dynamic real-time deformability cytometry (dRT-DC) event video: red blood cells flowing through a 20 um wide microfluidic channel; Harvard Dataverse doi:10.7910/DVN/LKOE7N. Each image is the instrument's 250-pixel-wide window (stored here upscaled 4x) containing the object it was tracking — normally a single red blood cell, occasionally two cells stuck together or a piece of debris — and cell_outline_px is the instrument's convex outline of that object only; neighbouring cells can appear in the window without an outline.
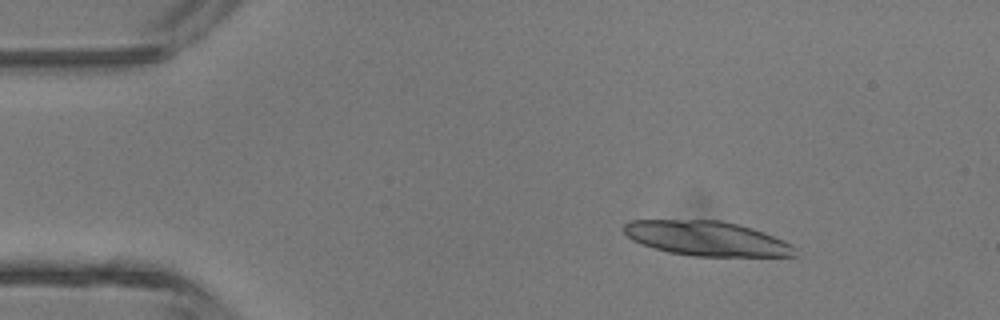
{"species": "common noctule bat (a hibernating species)", "species_latin": "Nyctalus noctula", "temperature_condition": "room temperature", "stored_images_in_passage": 4, "camera_frame_rate_fps": 3000, "um_per_image_px": 0.085, "animal": {"sex": "male", "body_mass_g": 13.3}, "frame": {"image": 1, "passage_image": 1, "time_ms": 0.0, "image_size_px": [1000, 320], "cell_outline_px": [[796, 256], [692, 256], [668, 252], [652, 248], [640, 244], [632, 240], [624, 232], [624, 224], [628, 220], [720, 220], [752, 228], [764, 232], [784, 240], [792, 244], [796, 248]], "centroid_in_image_um": [60.05, 20.27], "position_along_channel_um": 24.9, "area_um2": 34.68}}